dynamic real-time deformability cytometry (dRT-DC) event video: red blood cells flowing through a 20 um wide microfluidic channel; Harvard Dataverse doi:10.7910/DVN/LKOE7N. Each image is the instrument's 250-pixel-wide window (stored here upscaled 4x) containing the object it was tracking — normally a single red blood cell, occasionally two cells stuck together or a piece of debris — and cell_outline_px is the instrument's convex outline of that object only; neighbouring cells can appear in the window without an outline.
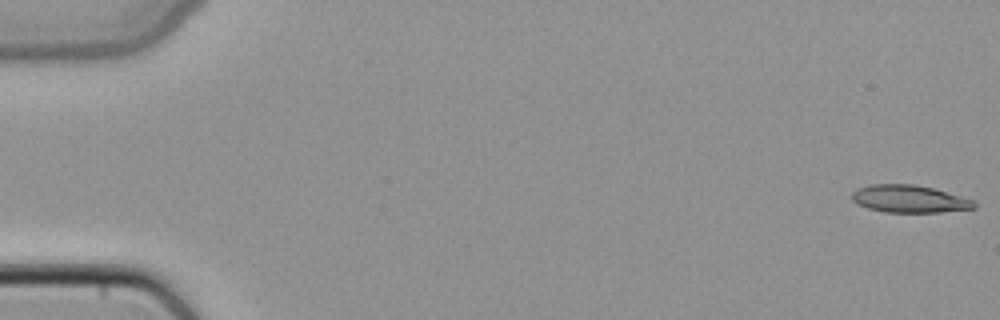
{"species": "common noctule bat (a hibernating species)", "species_latin": "Nyctalus noctula", "temperature_condition": "cold", "stored_images_in_passage": 49, "camera_frame_rate_fps": 3000, "um_per_image_px": 0.085, "animal": {"sex": "female", "body_mass_g": 22.7, "forearm_length_mm": 54.2}, "frame": {"image": 1, "passage_image": 1, "time_ms": 0.0, "image_size_px": [1000, 320], "cell_outline_px": [[976, 208], [940, 212], [884, 212], [868, 208], [856, 204], [852, 200], [852, 192], [856, 188], [868, 184], [912, 184], [932, 188], [976, 200]], "centroid_in_image_um": [77.27, 16.9], "position_along_channel_um": 7.7, "area_um2": 19.71}}
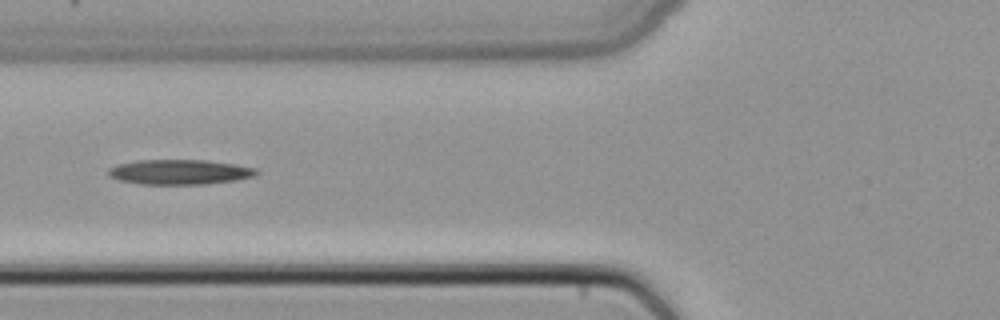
{"frame": {"image": 2, "passage_image": 20, "time_ms": 6.333, "image_size_px": [1000, 320], "cell_outline_px": [[260, 172], [256, 176], [236, 180], [204, 184], [140, 184], [120, 180], [108, 176], [108, 168], [116, 164], [136, 160], [208, 160], [236, 164], [256, 168]], "centroid_in_image_um": [15.28, 14.61], "position_along_channel_um": 110.5, "area_um2": 21.73}}
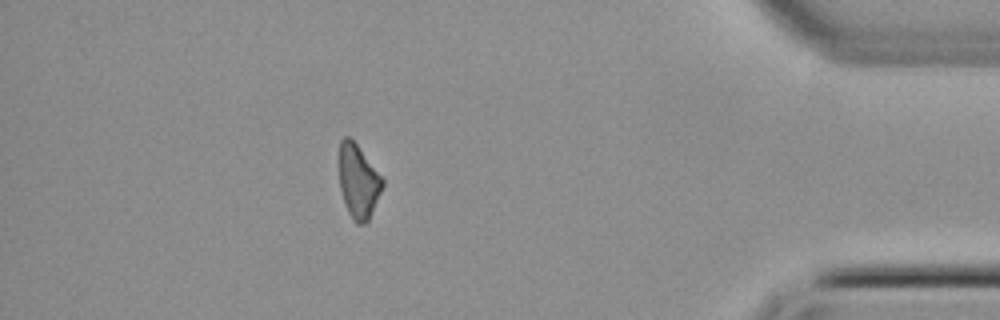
{"frame": {"image": 3, "passage_image": 44, "time_ms": 14.333, "image_size_px": [1000, 320], "cell_outline_px": [[384, 184], [368, 220], [364, 224], [356, 224], [352, 220], [344, 204], [340, 188], [336, 164], [340, 140], [344, 136], [348, 136], [356, 144], [384, 180]], "centroid_in_image_um": [30.38, 15.39], "position_along_channel_um": 404.8, "area_um2": 18.96}}